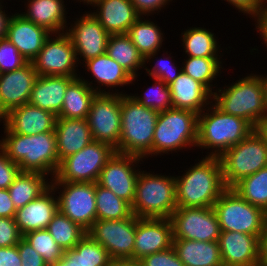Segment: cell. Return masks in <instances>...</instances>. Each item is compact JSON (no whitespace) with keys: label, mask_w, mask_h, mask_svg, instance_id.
Here are the masks:
<instances>
[{"label":"cell","mask_w":267,"mask_h":266,"mask_svg":"<svg viewBox=\"0 0 267 266\" xmlns=\"http://www.w3.org/2000/svg\"><path fill=\"white\" fill-rule=\"evenodd\" d=\"M3 126L5 137L0 139V149L19 165L21 172L51 175L52 179L60 165L55 132L21 135Z\"/></svg>","instance_id":"cell-1"},{"label":"cell","mask_w":267,"mask_h":266,"mask_svg":"<svg viewBox=\"0 0 267 266\" xmlns=\"http://www.w3.org/2000/svg\"><path fill=\"white\" fill-rule=\"evenodd\" d=\"M175 176L177 207H213L227 189L219 157L205 156Z\"/></svg>","instance_id":"cell-2"},{"label":"cell","mask_w":267,"mask_h":266,"mask_svg":"<svg viewBox=\"0 0 267 266\" xmlns=\"http://www.w3.org/2000/svg\"><path fill=\"white\" fill-rule=\"evenodd\" d=\"M212 102L224 113L245 119L255 129L267 118L265 87L256 73L239 78L224 88H216Z\"/></svg>","instance_id":"cell-3"},{"label":"cell","mask_w":267,"mask_h":266,"mask_svg":"<svg viewBox=\"0 0 267 266\" xmlns=\"http://www.w3.org/2000/svg\"><path fill=\"white\" fill-rule=\"evenodd\" d=\"M254 129L245 119L224 113L212 102L198 114L196 148L210 150L207 152L210 157H220L233 145L245 139Z\"/></svg>","instance_id":"cell-4"},{"label":"cell","mask_w":267,"mask_h":266,"mask_svg":"<svg viewBox=\"0 0 267 266\" xmlns=\"http://www.w3.org/2000/svg\"><path fill=\"white\" fill-rule=\"evenodd\" d=\"M159 112L121 95V136L117 153L152 157L154 130Z\"/></svg>","instance_id":"cell-5"},{"label":"cell","mask_w":267,"mask_h":266,"mask_svg":"<svg viewBox=\"0 0 267 266\" xmlns=\"http://www.w3.org/2000/svg\"><path fill=\"white\" fill-rule=\"evenodd\" d=\"M177 208L175 176L140 169L132 213L138 218H170Z\"/></svg>","instance_id":"cell-6"},{"label":"cell","mask_w":267,"mask_h":266,"mask_svg":"<svg viewBox=\"0 0 267 266\" xmlns=\"http://www.w3.org/2000/svg\"><path fill=\"white\" fill-rule=\"evenodd\" d=\"M197 140V113L177 108L161 111L154 130L152 156L168 155L170 152L177 153L182 149L196 147Z\"/></svg>","instance_id":"cell-7"},{"label":"cell","mask_w":267,"mask_h":266,"mask_svg":"<svg viewBox=\"0 0 267 266\" xmlns=\"http://www.w3.org/2000/svg\"><path fill=\"white\" fill-rule=\"evenodd\" d=\"M219 159L224 183L227 188H232L242 178L267 167V141L258 129H254Z\"/></svg>","instance_id":"cell-8"},{"label":"cell","mask_w":267,"mask_h":266,"mask_svg":"<svg viewBox=\"0 0 267 266\" xmlns=\"http://www.w3.org/2000/svg\"><path fill=\"white\" fill-rule=\"evenodd\" d=\"M221 231L241 232L258 238L264 231L267 213L227 188L213 206Z\"/></svg>","instance_id":"cell-9"},{"label":"cell","mask_w":267,"mask_h":266,"mask_svg":"<svg viewBox=\"0 0 267 266\" xmlns=\"http://www.w3.org/2000/svg\"><path fill=\"white\" fill-rule=\"evenodd\" d=\"M115 152L108 144L92 141L76 154L64 158L51 181L96 183Z\"/></svg>","instance_id":"cell-10"},{"label":"cell","mask_w":267,"mask_h":266,"mask_svg":"<svg viewBox=\"0 0 267 266\" xmlns=\"http://www.w3.org/2000/svg\"><path fill=\"white\" fill-rule=\"evenodd\" d=\"M51 187L58 210L87 232L97 220L95 183L51 181Z\"/></svg>","instance_id":"cell-11"},{"label":"cell","mask_w":267,"mask_h":266,"mask_svg":"<svg viewBox=\"0 0 267 266\" xmlns=\"http://www.w3.org/2000/svg\"><path fill=\"white\" fill-rule=\"evenodd\" d=\"M31 63L38 76L80 77L76 69L78 68L76 51L66 32L55 35L51 33Z\"/></svg>","instance_id":"cell-12"},{"label":"cell","mask_w":267,"mask_h":266,"mask_svg":"<svg viewBox=\"0 0 267 266\" xmlns=\"http://www.w3.org/2000/svg\"><path fill=\"white\" fill-rule=\"evenodd\" d=\"M132 214L121 220H96L87 234L102 245L112 260H134L136 222Z\"/></svg>","instance_id":"cell-13"},{"label":"cell","mask_w":267,"mask_h":266,"mask_svg":"<svg viewBox=\"0 0 267 266\" xmlns=\"http://www.w3.org/2000/svg\"><path fill=\"white\" fill-rule=\"evenodd\" d=\"M173 239L218 241L221 233L213 207H177L170 216Z\"/></svg>","instance_id":"cell-14"},{"label":"cell","mask_w":267,"mask_h":266,"mask_svg":"<svg viewBox=\"0 0 267 266\" xmlns=\"http://www.w3.org/2000/svg\"><path fill=\"white\" fill-rule=\"evenodd\" d=\"M87 121L92 139L110 145L117 152L121 136V94H96Z\"/></svg>","instance_id":"cell-15"},{"label":"cell","mask_w":267,"mask_h":266,"mask_svg":"<svg viewBox=\"0 0 267 266\" xmlns=\"http://www.w3.org/2000/svg\"><path fill=\"white\" fill-rule=\"evenodd\" d=\"M143 160L138 156L115 152L101 170L96 183L132 205L140 173L139 163L141 165Z\"/></svg>","instance_id":"cell-16"},{"label":"cell","mask_w":267,"mask_h":266,"mask_svg":"<svg viewBox=\"0 0 267 266\" xmlns=\"http://www.w3.org/2000/svg\"><path fill=\"white\" fill-rule=\"evenodd\" d=\"M66 29L76 51L78 64L106 53L110 34L99 23L98 19L88 11L75 18ZM80 56V57H79ZM81 59L83 61L80 62Z\"/></svg>","instance_id":"cell-17"},{"label":"cell","mask_w":267,"mask_h":266,"mask_svg":"<svg viewBox=\"0 0 267 266\" xmlns=\"http://www.w3.org/2000/svg\"><path fill=\"white\" fill-rule=\"evenodd\" d=\"M173 246L172 223L168 218H139L136 222L134 260Z\"/></svg>","instance_id":"cell-18"},{"label":"cell","mask_w":267,"mask_h":266,"mask_svg":"<svg viewBox=\"0 0 267 266\" xmlns=\"http://www.w3.org/2000/svg\"><path fill=\"white\" fill-rule=\"evenodd\" d=\"M37 77L31 62L15 71L0 74L1 121L11 109L29 103Z\"/></svg>","instance_id":"cell-19"},{"label":"cell","mask_w":267,"mask_h":266,"mask_svg":"<svg viewBox=\"0 0 267 266\" xmlns=\"http://www.w3.org/2000/svg\"><path fill=\"white\" fill-rule=\"evenodd\" d=\"M84 67L87 70L86 72H91L92 77L95 79L99 86H95L92 82L88 81L89 79H84V77H80L84 82H86L91 89H93L97 94H126L116 89V87H124L125 85H132V76L114 59L109 57L106 53L95 58L89 59L84 62ZM106 87L108 89L106 91L105 87L101 89V87ZM112 90V89H114ZM112 90V91H111ZM111 91V92H110Z\"/></svg>","instance_id":"cell-20"},{"label":"cell","mask_w":267,"mask_h":266,"mask_svg":"<svg viewBox=\"0 0 267 266\" xmlns=\"http://www.w3.org/2000/svg\"><path fill=\"white\" fill-rule=\"evenodd\" d=\"M218 243L223 266H251L259 263V238L255 235L221 231Z\"/></svg>","instance_id":"cell-21"},{"label":"cell","mask_w":267,"mask_h":266,"mask_svg":"<svg viewBox=\"0 0 267 266\" xmlns=\"http://www.w3.org/2000/svg\"><path fill=\"white\" fill-rule=\"evenodd\" d=\"M50 35L51 33L47 29L34 24L16 12L9 19L6 37L20 54L28 62H31L43 48Z\"/></svg>","instance_id":"cell-22"},{"label":"cell","mask_w":267,"mask_h":266,"mask_svg":"<svg viewBox=\"0 0 267 266\" xmlns=\"http://www.w3.org/2000/svg\"><path fill=\"white\" fill-rule=\"evenodd\" d=\"M57 116L31 104L11 109L3 120L11 132L21 135H37L55 132Z\"/></svg>","instance_id":"cell-23"},{"label":"cell","mask_w":267,"mask_h":266,"mask_svg":"<svg viewBox=\"0 0 267 266\" xmlns=\"http://www.w3.org/2000/svg\"><path fill=\"white\" fill-rule=\"evenodd\" d=\"M88 5L97 7L92 14L109 34H127L141 17L132 0H92Z\"/></svg>","instance_id":"cell-24"},{"label":"cell","mask_w":267,"mask_h":266,"mask_svg":"<svg viewBox=\"0 0 267 266\" xmlns=\"http://www.w3.org/2000/svg\"><path fill=\"white\" fill-rule=\"evenodd\" d=\"M57 211V194L50 187L40 197L17 209L14 219L20 233L24 235L33 230L47 229Z\"/></svg>","instance_id":"cell-25"},{"label":"cell","mask_w":267,"mask_h":266,"mask_svg":"<svg viewBox=\"0 0 267 266\" xmlns=\"http://www.w3.org/2000/svg\"><path fill=\"white\" fill-rule=\"evenodd\" d=\"M168 86L172 108L191 110L200 114L212 103L213 94L202 83L183 71Z\"/></svg>","instance_id":"cell-26"},{"label":"cell","mask_w":267,"mask_h":266,"mask_svg":"<svg viewBox=\"0 0 267 266\" xmlns=\"http://www.w3.org/2000/svg\"><path fill=\"white\" fill-rule=\"evenodd\" d=\"M54 131L59 162L94 141L87 119L57 118Z\"/></svg>","instance_id":"cell-27"},{"label":"cell","mask_w":267,"mask_h":266,"mask_svg":"<svg viewBox=\"0 0 267 266\" xmlns=\"http://www.w3.org/2000/svg\"><path fill=\"white\" fill-rule=\"evenodd\" d=\"M75 78L78 77L38 76L31 91L29 104L57 116L62 109L66 88Z\"/></svg>","instance_id":"cell-28"},{"label":"cell","mask_w":267,"mask_h":266,"mask_svg":"<svg viewBox=\"0 0 267 266\" xmlns=\"http://www.w3.org/2000/svg\"><path fill=\"white\" fill-rule=\"evenodd\" d=\"M27 10L20 11L27 20L42 26L50 33L66 32L68 28L64 0H27ZM65 30V31H64Z\"/></svg>","instance_id":"cell-29"},{"label":"cell","mask_w":267,"mask_h":266,"mask_svg":"<svg viewBox=\"0 0 267 266\" xmlns=\"http://www.w3.org/2000/svg\"><path fill=\"white\" fill-rule=\"evenodd\" d=\"M173 247L184 266H223L218 241L173 239Z\"/></svg>","instance_id":"cell-30"},{"label":"cell","mask_w":267,"mask_h":266,"mask_svg":"<svg viewBox=\"0 0 267 266\" xmlns=\"http://www.w3.org/2000/svg\"><path fill=\"white\" fill-rule=\"evenodd\" d=\"M108 251L87 233L73 249L64 251L61 259L50 266H109Z\"/></svg>","instance_id":"cell-31"},{"label":"cell","mask_w":267,"mask_h":266,"mask_svg":"<svg viewBox=\"0 0 267 266\" xmlns=\"http://www.w3.org/2000/svg\"><path fill=\"white\" fill-rule=\"evenodd\" d=\"M148 16L145 20L144 16H141L135 23L131 25L127 35L130 37L132 43L137 47V50L145 59V65L148 62H153L158 52L161 51L162 42L164 41V35L161 28L148 20ZM152 59V60H151Z\"/></svg>","instance_id":"cell-32"},{"label":"cell","mask_w":267,"mask_h":266,"mask_svg":"<svg viewBox=\"0 0 267 266\" xmlns=\"http://www.w3.org/2000/svg\"><path fill=\"white\" fill-rule=\"evenodd\" d=\"M106 54L119 63L133 78H138L139 69L145 66V59L127 34H110ZM141 67V68H140Z\"/></svg>","instance_id":"cell-33"},{"label":"cell","mask_w":267,"mask_h":266,"mask_svg":"<svg viewBox=\"0 0 267 266\" xmlns=\"http://www.w3.org/2000/svg\"><path fill=\"white\" fill-rule=\"evenodd\" d=\"M96 94L80 77L75 78L66 88L62 109L57 118L87 119Z\"/></svg>","instance_id":"cell-34"},{"label":"cell","mask_w":267,"mask_h":266,"mask_svg":"<svg viewBox=\"0 0 267 266\" xmlns=\"http://www.w3.org/2000/svg\"><path fill=\"white\" fill-rule=\"evenodd\" d=\"M46 180V181H45ZM48 180H50L48 182ZM51 187V179L42 173L20 172L8 188L16 209L40 197Z\"/></svg>","instance_id":"cell-35"},{"label":"cell","mask_w":267,"mask_h":266,"mask_svg":"<svg viewBox=\"0 0 267 266\" xmlns=\"http://www.w3.org/2000/svg\"><path fill=\"white\" fill-rule=\"evenodd\" d=\"M185 54L189 57L222 58L220 45L212 30L203 27H191L181 33ZM220 47V48H219ZM220 54V55H219ZM221 56V57H220Z\"/></svg>","instance_id":"cell-36"},{"label":"cell","mask_w":267,"mask_h":266,"mask_svg":"<svg viewBox=\"0 0 267 266\" xmlns=\"http://www.w3.org/2000/svg\"><path fill=\"white\" fill-rule=\"evenodd\" d=\"M186 59L182 62V71L202 83L213 94L217 86L212 83L220 76L219 73L223 72L222 59L189 56Z\"/></svg>","instance_id":"cell-37"},{"label":"cell","mask_w":267,"mask_h":266,"mask_svg":"<svg viewBox=\"0 0 267 266\" xmlns=\"http://www.w3.org/2000/svg\"><path fill=\"white\" fill-rule=\"evenodd\" d=\"M97 220H121L133 213L131 205L117 197L111 190L95 183Z\"/></svg>","instance_id":"cell-38"},{"label":"cell","mask_w":267,"mask_h":266,"mask_svg":"<svg viewBox=\"0 0 267 266\" xmlns=\"http://www.w3.org/2000/svg\"><path fill=\"white\" fill-rule=\"evenodd\" d=\"M232 189L247 202L267 213V167L242 178Z\"/></svg>","instance_id":"cell-39"},{"label":"cell","mask_w":267,"mask_h":266,"mask_svg":"<svg viewBox=\"0 0 267 266\" xmlns=\"http://www.w3.org/2000/svg\"><path fill=\"white\" fill-rule=\"evenodd\" d=\"M47 230L64 251L73 249L87 233L59 210L48 224Z\"/></svg>","instance_id":"cell-40"},{"label":"cell","mask_w":267,"mask_h":266,"mask_svg":"<svg viewBox=\"0 0 267 266\" xmlns=\"http://www.w3.org/2000/svg\"><path fill=\"white\" fill-rule=\"evenodd\" d=\"M23 238L42 256L47 266L54 264L64 255V250L55 242L47 229L27 232Z\"/></svg>","instance_id":"cell-41"},{"label":"cell","mask_w":267,"mask_h":266,"mask_svg":"<svg viewBox=\"0 0 267 266\" xmlns=\"http://www.w3.org/2000/svg\"><path fill=\"white\" fill-rule=\"evenodd\" d=\"M155 80V81H154ZM154 84L144 91V95L131 94L136 102L158 112L172 108V99L169 86L162 80L153 79Z\"/></svg>","instance_id":"cell-42"},{"label":"cell","mask_w":267,"mask_h":266,"mask_svg":"<svg viewBox=\"0 0 267 266\" xmlns=\"http://www.w3.org/2000/svg\"><path fill=\"white\" fill-rule=\"evenodd\" d=\"M28 63L7 37L0 39V74L15 71Z\"/></svg>","instance_id":"cell-43"},{"label":"cell","mask_w":267,"mask_h":266,"mask_svg":"<svg viewBox=\"0 0 267 266\" xmlns=\"http://www.w3.org/2000/svg\"><path fill=\"white\" fill-rule=\"evenodd\" d=\"M164 53L161 58L158 60L156 59V63L152 66V68H147L146 65L144 66V69L146 70V73L151 77L152 79H159L164 81L167 85L171 84L182 72V66L181 68L177 67L171 58V53L169 54V57H164ZM173 62V63H172Z\"/></svg>","instance_id":"cell-44"},{"label":"cell","mask_w":267,"mask_h":266,"mask_svg":"<svg viewBox=\"0 0 267 266\" xmlns=\"http://www.w3.org/2000/svg\"><path fill=\"white\" fill-rule=\"evenodd\" d=\"M22 238L14 218L0 217V248L16 246Z\"/></svg>","instance_id":"cell-45"},{"label":"cell","mask_w":267,"mask_h":266,"mask_svg":"<svg viewBox=\"0 0 267 266\" xmlns=\"http://www.w3.org/2000/svg\"><path fill=\"white\" fill-rule=\"evenodd\" d=\"M144 266H184L174 247L145 256L140 260Z\"/></svg>","instance_id":"cell-46"},{"label":"cell","mask_w":267,"mask_h":266,"mask_svg":"<svg viewBox=\"0 0 267 266\" xmlns=\"http://www.w3.org/2000/svg\"><path fill=\"white\" fill-rule=\"evenodd\" d=\"M20 172L19 165L0 149V189H8Z\"/></svg>","instance_id":"cell-47"},{"label":"cell","mask_w":267,"mask_h":266,"mask_svg":"<svg viewBox=\"0 0 267 266\" xmlns=\"http://www.w3.org/2000/svg\"><path fill=\"white\" fill-rule=\"evenodd\" d=\"M228 4L244 14H248L252 19L261 15L267 10V0H224Z\"/></svg>","instance_id":"cell-48"},{"label":"cell","mask_w":267,"mask_h":266,"mask_svg":"<svg viewBox=\"0 0 267 266\" xmlns=\"http://www.w3.org/2000/svg\"><path fill=\"white\" fill-rule=\"evenodd\" d=\"M17 249L22 260V266H47L42 256L24 238L17 244Z\"/></svg>","instance_id":"cell-49"},{"label":"cell","mask_w":267,"mask_h":266,"mask_svg":"<svg viewBox=\"0 0 267 266\" xmlns=\"http://www.w3.org/2000/svg\"><path fill=\"white\" fill-rule=\"evenodd\" d=\"M173 0H132L133 5L141 16L159 13ZM166 5V6H165Z\"/></svg>","instance_id":"cell-50"},{"label":"cell","mask_w":267,"mask_h":266,"mask_svg":"<svg viewBox=\"0 0 267 266\" xmlns=\"http://www.w3.org/2000/svg\"><path fill=\"white\" fill-rule=\"evenodd\" d=\"M16 246L0 248V266H22Z\"/></svg>","instance_id":"cell-51"},{"label":"cell","mask_w":267,"mask_h":266,"mask_svg":"<svg viewBox=\"0 0 267 266\" xmlns=\"http://www.w3.org/2000/svg\"><path fill=\"white\" fill-rule=\"evenodd\" d=\"M16 210L8 189H0V217L14 218Z\"/></svg>","instance_id":"cell-52"},{"label":"cell","mask_w":267,"mask_h":266,"mask_svg":"<svg viewBox=\"0 0 267 266\" xmlns=\"http://www.w3.org/2000/svg\"><path fill=\"white\" fill-rule=\"evenodd\" d=\"M255 22V30L260 34V38L264 41V45L267 48V10L264 11L261 15L254 18Z\"/></svg>","instance_id":"cell-53"},{"label":"cell","mask_w":267,"mask_h":266,"mask_svg":"<svg viewBox=\"0 0 267 266\" xmlns=\"http://www.w3.org/2000/svg\"><path fill=\"white\" fill-rule=\"evenodd\" d=\"M259 263L267 266V220L264 231L259 237Z\"/></svg>","instance_id":"cell-54"},{"label":"cell","mask_w":267,"mask_h":266,"mask_svg":"<svg viewBox=\"0 0 267 266\" xmlns=\"http://www.w3.org/2000/svg\"><path fill=\"white\" fill-rule=\"evenodd\" d=\"M2 1L0 0V39L5 38L7 35V26L9 19L12 15L6 14V10H3L4 4L2 5Z\"/></svg>","instance_id":"cell-55"},{"label":"cell","mask_w":267,"mask_h":266,"mask_svg":"<svg viewBox=\"0 0 267 266\" xmlns=\"http://www.w3.org/2000/svg\"><path fill=\"white\" fill-rule=\"evenodd\" d=\"M109 266H135V260L132 259L112 260Z\"/></svg>","instance_id":"cell-56"},{"label":"cell","mask_w":267,"mask_h":266,"mask_svg":"<svg viewBox=\"0 0 267 266\" xmlns=\"http://www.w3.org/2000/svg\"><path fill=\"white\" fill-rule=\"evenodd\" d=\"M257 129L265 137V139L267 141V118L260 123V125Z\"/></svg>","instance_id":"cell-57"},{"label":"cell","mask_w":267,"mask_h":266,"mask_svg":"<svg viewBox=\"0 0 267 266\" xmlns=\"http://www.w3.org/2000/svg\"><path fill=\"white\" fill-rule=\"evenodd\" d=\"M265 75V76H264ZM261 74V78L263 80L264 83V87H265V95H266V102H267V75L266 74Z\"/></svg>","instance_id":"cell-58"},{"label":"cell","mask_w":267,"mask_h":266,"mask_svg":"<svg viewBox=\"0 0 267 266\" xmlns=\"http://www.w3.org/2000/svg\"><path fill=\"white\" fill-rule=\"evenodd\" d=\"M77 1H80L79 3L83 2L84 4H88L92 1V0H77Z\"/></svg>","instance_id":"cell-59"},{"label":"cell","mask_w":267,"mask_h":266,"mask_svg":"<svg viewBox=\"0 0 267 266\" xmlns=\"http://www.w3.org/2000/svg\"><path fill=\"white\" fill-rule=\"evenodd\" d=\"M135 266H144L140 261L135 260Z\"/></svg>","instance_id":"cell-60"},{"label":"cell","mask_w":267,"mask_h":266,"mask_svg":"<svg viewBox=\"0 0 267 266\" xmlns=\"http://www.w3.org/2000/svg\"><path fill=\"white\" fill-rule=\"evenodd\" d=\"M251 266H264V265H262V264H260V263H257V264H255V265H251Z\"/></svg>","instance_id":"cell-61"},{"label":"cell","mask_w":267,"mask_h":266,"mask_svg":"<svg viewBox=\"0 0 267 266\" xmlns=\"http://www.w3.org/2000/svg\"><path fill=\"white\" fill-rule=\"evenodd\" d=\"M0 122H1V101H0Z\"/></svg>","instance_id":"cell-62"}]
</instances>
